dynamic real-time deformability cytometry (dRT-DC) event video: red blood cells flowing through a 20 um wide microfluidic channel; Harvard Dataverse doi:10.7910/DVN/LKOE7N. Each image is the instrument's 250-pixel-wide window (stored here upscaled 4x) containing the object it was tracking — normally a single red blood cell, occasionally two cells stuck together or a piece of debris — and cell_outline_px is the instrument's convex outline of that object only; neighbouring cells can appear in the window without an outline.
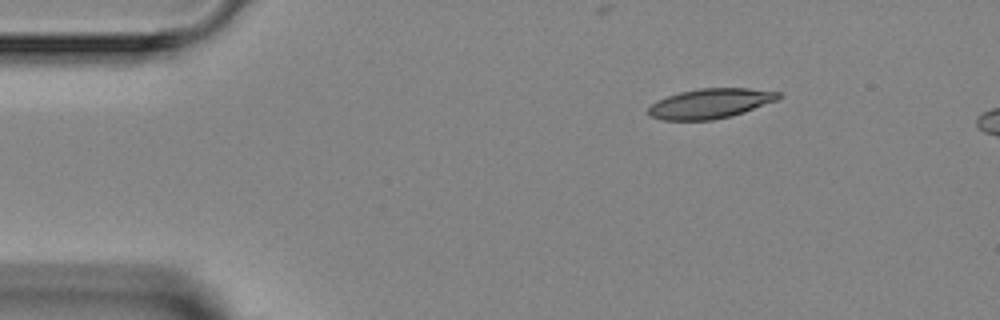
{"species": "Egyptian fruit bat (a non-hibernating species)", "species_latin": "Rousettus aegyptiacus", "temperature_condition": "room temperature", "stored_images_in_passage": 4, "camera_frame_rate_fps": 3000, "um_per_image_px": 0.085, "animal": {"sex": "female"}, "frame": {"image": 1, "passage_image": 1, "time_ms": 0.0, "image_size_px": [1000, 320], "cell_outline_px": [[780, 96], [776, 100], [744, 112], [732, 116], [712, 120], [664, 120], [648, 116], [648, 108], [656, 100], [680, 92], [700, 88], [748, 88], [780, 92]], "centroid_in_image_um": [60.34, 8.8], "position_along_channel_um": 24.7, "area_um2": 22.54}}